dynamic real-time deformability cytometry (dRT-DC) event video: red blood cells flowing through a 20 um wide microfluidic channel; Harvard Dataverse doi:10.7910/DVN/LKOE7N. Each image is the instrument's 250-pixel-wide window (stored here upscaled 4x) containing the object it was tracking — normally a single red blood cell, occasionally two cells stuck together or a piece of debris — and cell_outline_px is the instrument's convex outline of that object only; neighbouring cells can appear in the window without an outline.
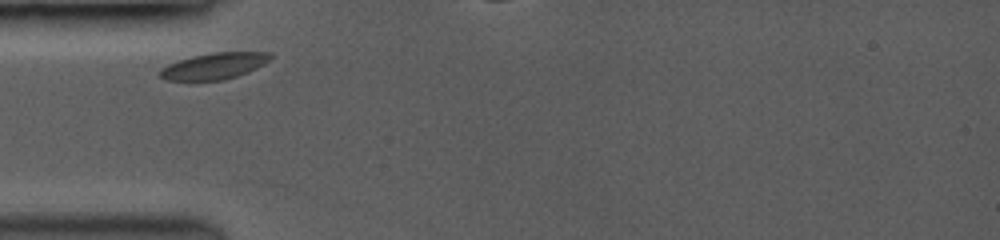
{"species": "common noctule bat (a hibernating species)", "species_latin": "Nyctalus noctula", "temperature_condition": "room temperature", "stored_images_in_passage": 3, "segment_of_instrument_passage": [1, 2], "camera_frame_rate_fps": 3500, "um_per_image_px": 0.085, "animal": {"sex": "female", "body_mass_g": 19.0, "forearm_length_mm": 53.3}, "frame": {"image": 1, "passage_image": 1, "time_ms": 0.0, "image_size_px": [1000, 240], "cell_outline_px": [[276, 56], [264, 64], [248, 72], [224, 80], [164, 80], [156, 72], [160, 68], [168, 64], [192, 56], [212, 52], [272, 52]], "centroid_in_image_um": [18.22, 5.6], "position_along_channel_um": 66.8, "area_um2": 17.17}}